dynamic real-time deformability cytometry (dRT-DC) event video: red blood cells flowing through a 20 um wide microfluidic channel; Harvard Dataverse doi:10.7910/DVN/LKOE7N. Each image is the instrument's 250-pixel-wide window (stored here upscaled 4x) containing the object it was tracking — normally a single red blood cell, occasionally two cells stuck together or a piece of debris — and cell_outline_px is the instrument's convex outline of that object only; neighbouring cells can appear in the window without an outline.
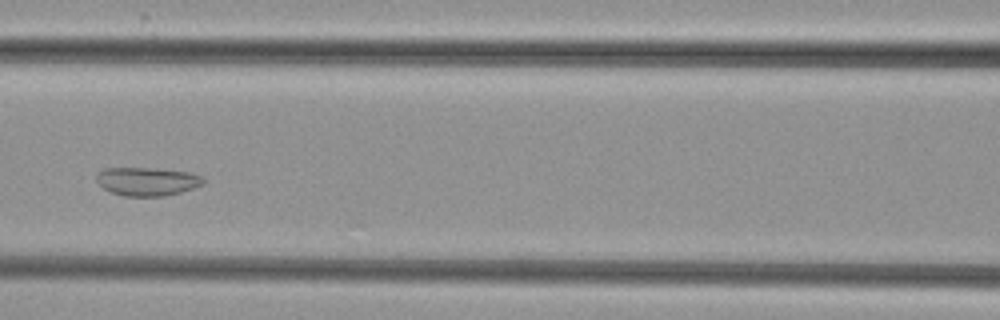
{"species": "common noctule bat (a hibernating species)", "species_latin": "Nyctalus noctula", "temperature_condition": "cold", "stored_images_in_passage": 6, "camera_frame_rate_fps": 3000, "um_per_image_px": 0.085, "animal": {"sex": "female", "body_mass_g": 29.2, "forearm_length_mm": 56.3}, "frame": {"image": 1, "passage_image": 6, "time_ms": 6.0, "image_size_px": [1000, 320], "cell_outline_px": [[204, 184], [180, 192], [164, 196], [124, 196], [112, 192], [104, 188], [96, 180], [96, 172], [104, 168], [148, 168], [188, 172], [204, 176]], "centroid_in_image_um": [12.5, 15.42], "position_along_channel_um": 154.1, "area_um2": 17.63}}